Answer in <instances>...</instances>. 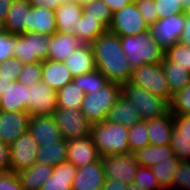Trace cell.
<instances>
[{"mask_svg":"<svg viewBox=\"0 0 190 190\" xmlns=\"http://www.w3.org/2000/svg\"><path fill=\"white\" fill-rule=\"evenodd\" d=\"M77 167L71 162H61L53 167L52 176L40 190H72Z\"/></svg>","mask_w":190,"mask_h":190,"instance_id":"obj_26","label":"cell"},{"mask_svg":"<svg viewBox=\"0 0 190 190\" xmlns=\"http://www.w3.org/2000/svg\"><path fill=\"white\" fill-rule=\"evenodd\" d=\"M91 45L94 50L96 70L103 73L110 82L120 85L130 80L133 69L122 49L119 35L107 30Z\"/></svg>","mask_w":190,"mask_h":190,"instance_id":"obj_1","label":"cell"},{"mask_svg":"<svg viewBox=\"0 0 190 190\" xmlns=\"http://www.w3.org/2000/svg\"><path fill=\"white\" fill-rule=\"evenodd\" d=\"M180 159L174 155L173 157L168 158L158 162L157 164L151 167L152 172L154 173L159 186L163 190H170L173 185V175L175 170L178 167Z\"/></svg>","mask_w":190,"mask_h":190,"instance_id":"obj_33","label":"cell"},{"mask_svg":"<svg viewBox=\"0 0 190 190\" xmlns=\"http://www.w3.org/2000/svg\"><path fill=\"white\" fill-rule=\"evenodd\" d=\"M53 117L64 140L68 141L91 135L92 123L81 109L56 108Z\"/></svg>","mask_w":190,"mask_h":190,"instance_id":"obj_8","label":"cell"},{"mask_svg":"<svg viewBox=\"0 0 190 190\" xmlns=\"http://www.w3.org/2000/svg\"><path fill=\"white\" fill-rule=\"evenodd\" d=\"M73 78L96 70L94 50L91 44H81L63 61Z\"/></svg>","mask_w":190,"mask_h":190,"instance_id":"obj_19","label":"cell"},{"mask_svg":"<svg viewBox=\"0 0 190 190\" xmlns=\"http://www.w3.org/2000/svg\"><path fill=\"white\" fill-rule=\"evenodd\" d=\"M134 154L139 165L151 168L158 162L173 157L175 155V152L170 145H149L137 149L136 151H134Z\"/></svg>","mask_w":190,"mask_h":190,"instance_id":"obj_31","label":"cell"},{"mask_svg":"<svg viewBox=\"0 0 190 190\" xmlns=\"http://www.w3.org/2000/svg\"><path fill=\"white\" fill-rule=\"evenodd\" d=\"M12 83L10 79L0 78V94L2 95L5 89Z\"/></svg>","mask_w":190,"mask_h":190,"instance_id":"obj_56","label":"cell"},{"mask_svg":"<svg viewBox=\"0 0 190 190\" xmlns=\"http://www.w3.org/2000/svg\"><path fill=\"white\" fill-rule=\"evenodd\" d=\"M170 146L180 160L190 161V139L179 137V132L175 128L171 136Z\"/></svg>","mask_w":190,"mask_h":190,"instance_id":"obj_43","label":"cell"},{"mask_svg":"<svg viewBox=\"0 0 190 190\" xmlns=\"http://www.w3.org/2000/svg\"><path fill=\"white\" fill-rule=\"evenodd\" d=\"M129 82L143 87L153 95L165 98L170 102L173 99L162 63L143 64L135 68L132 71Z\"/></svg>","mask_w":190,"mask_h":190,"instance_id":"obj_7","label":"cell"},{"mask_svg":"<svg viewBox=\"0 0 190 190\" xmlns=\"http://www.w3.org/2000/svg\"><path fill=\"white\" fill-rule=\"evenodd\" d=\"M41 79L52 89L58 91L72 82L73 76L64 62L46 59L42 61Z\"/></svg>","mask_w":190,"mask_h":190,"instance_id":"obj_21","label":"cell"},{"mask_svg":"<svg viewBox=\"0 0 190 190\" xmlns=\"http://www.w3.org/2000/svg\"><path fill=\"white\" fill-rule=\"evenodd\" d=\"M30 7L28 0H13L1 30L11 35L26 33L27 13Z\"/></svg>","mask_w":190,"mask_h":190,"instance_id":"obj_20","label":"cell"},{"mask_svg":"<svg viewBox=\"0 0 190 190\" xmlns=\"http://www.w3.org/2000/svg\"><path fill=\"white\" fill-rule=\"evenodd\" d=\"M109 31L119 36L137 35L149 30L135 1L113 13Z\"/></svg>","mask_w":190,"mask_h":190,"instance_id":"obj_9","label":"cell"},{"mask_svg":"<svg viewBox=\"0 0 190 190\" xmlns=\"http://www.w3.org/2000/svg\"><path fill=\"white\" fill-rule=\"evenodd\" d=\"M134 183L138 184L145 190H163L157 181L151 168L146 166H138V170L135 175Z\"/></svg>","mask_w":190,"mask_h":190,"instance_id":"obj_42","label":"cell"},{"mask_svg":"<svg viewBox=\"0 0 190 190\" xmlns=\"http://www.w3.org/2000/svg\"><path fill=\"white\" fill-rule=\"evenodd\" d=\"M138 6L145 23L150 27L158 20L156 6L154 0H134Z\"/></svg>","mask_w":190,"mask_h":190,"instance_id":"obj_46","label":"cell"},{"mask_svg":"<svg viewBox=\"0 0 190 190\" xmlns=\"http://www.w3.org/2000/svg\"><path fill=\"white\" fill-rule=\"evenodd\" d=\"M126 190H145V189H142L138 184L132 182L127 185Z\"/></svg>","mask_w":190,"mask_h":190,"instance_id":"obj_58","label":"cell"},{"mask_svg":"<svg viewBox=\"0 0 190 190\" xmlns=\"http://www.w3.org/2000/svg\"><path fill=\"white\" fill-rule=\"evenodd\" d=\"M85 93L73 82L57 91V108L80 109Z\"/></svg>","mask_w":190,"mask_h":190,"instance_id":"obj_34","label":"cell"},{"mask_svg":"<svg viewBox=\"0 0 190 190\" xmlns=\"http://www.w3.org/2000/svg\"><path fill=\"white\" fill-rule=\"evenodd\" d=\"M33 7H44L52 9V0H28Z\"/></svg>","mask_w":190,"mask_h":190,"instance_id":"obj_55","label":"cell"},{"mask_svg":"<svg viewBox=\"0 0 190 190\" xmlns=\"http://www.w3.org/2000/svg\"><path fill=\"white\" fill-rule=\"evenodd\" d=\"M187 14H190V8L186 11Z\"/></svg>","mask_w":190,"mask_h":190,"instance_id":"obj_61","label":"cell"},{"mask_svg":"<svg viewBox=\"0 0 190 190\" xmlns=\"http://www.w3.org/2000/svg\"><path fill=\"white\" fill-rule=\"evenodd\" d=\"M67 161V140L54 144H45L38 147L37 162L54 167L61 162Z\"/></svg>","mask_w":190,"mask_h":190,"instance_id":"obj_32","label":"cell"},{"mask_svg":"<svg viewBox=\"0 0 190 190\" xmlns=\"http://www.w3.org/2000/svg\"><path fill=\"white\" fill-rule=\"evenodd\" d=\"M106 175L102 159L77 168L72 190H102Z\"/></svg>","mask_w":190,"mask_h":190,"instance_id":"obj_17","label":"cell"},{"mask_svg":"<svg viewBox=\"0 0 190 190\" xmlns=\"http://www.w3.org/2000/svg\"><path fill=\"white\" fill-rule=\"evenodd\" d=\"M141 117L130 101L122 94L118 97L115 104L110 108L105 121L124 125L127 127L135 125L141 121Z\"/></svg>","mask_w":190,"mask_h":190,"instance_id":"obj_25","label":"cell"},{"mask_svg":"<svg viewBox=\"0 0 190 190\" xmlns=\"http://www.w3.org/2000/svg\"><path fill=\"white\" fill-rule=\"evenodd\" d=\"M81 4L74 1L59 4L55 9L57 33L71 34L82 17Z\"/></svg>","mask_w":190,"mask_h":190,"instance_id":"obj_23","label":"cell"},{"mask_svg":"<svg viewBox=\"0 0 190 190\" xmlns=\"http://www.w3.org/2000/svg\"><path fill=\"white\" fill-rule=\"evenodd\" d=\"M128 143L131 152L150 145L146 121L141 120L129 127Z\"/></svg>","mask_w":190,"mask_h":190,"instance_id":"obj_36","label":"cell"},{"mask_svg":"<svg viewBox=\"0 0 190 190\" xmlns=\"http://www.w3.org/2000/svg\"><path fill=\"white\" fill-rule=\"evenodd\" d=\"M14 35L1 30L0 27V62L13 58Z\"/></svg>","mask_w":190,"mask_h":190,"instance_id":"obj_47","label":"cell"},{"mask_svg":"<svg viewBox=\"0 0 190 190\" xmlns=\"http://www.w3.org/2000/svg\"><path fill=\"white\" fill-rule=\"evenodd\" d=\"M11 171L9 145L0 140V173Z\"/></svg>","mask_w":190,"mask_h":190,"instance_id":"obj_50","label":"cell"},{"mask_svg":"<svg viewBox=\"0 0 190 190\" xmlns=\"http://www.w3.org/2000/svg\"><path fill=\"white\" fill-rule=\"evenodd\" d=\"M38 147L29 131L21 134L9 145L11 171L18 173L32 167L37 162Z\"/></svg>","mask_w":190,"mask_h":190,"instance_id":"obj_11","label":"cell"},{"mask_svg":"<svg viewBox=\"0 0 190 190\" xmlns=\"http://www.w3.org/2000/svg\"><path fill=\"white\" fill-rule=\"evenodd\" d=\"M158 19L184 13V8L178 0H154Z\"/></svg>","mask_w":190,"mask_h":190,"instance_id":"obj_44","label":"cell"},{"mask_svg":"<svg viewBox=\"0 0 190 190\" xmlns=\"http://www.w3.org/2000/svg\"><path fill=\"white\" fill-rule=\"evenodd\" d=\"M42 74V61L35 63H26L23 65L18 75L17 81L26 87L40 82Z\"/></svg>","mask_w":190,"mask_h":190,"instance_id":"obj_39","label":"cell"},{"mask_svg":"<svg viewBox=\"0 0 190 190\" xmlns=\"http://www.w3.org/2000/svg\"><path fill=\"white\" fill-rule=\"evenodd\" d=\"M53 167L36 162L32 167L17 173L24 190H40L52 176Z\"/></svg>","mask_w":190,"mask_h":190,"instance_id":"obj_28","label":"cell"},{"mask_svg":"<svg viewBox=\"0 0 190 190\" xmlns=\"http://www.w3.org/2000/svg\"><path fill=\"white\" fill-rule=\"evenodd\" d=\"M107 30L108 28L100 21V18L89 17L83 12L79 23L73 27L72 34L83 44H92Z\"/></svg>","mask_w":190,"mask_h":190,"instance_id":"obj_29","label":"cell"},{"mask_svg":"<svg viewBox=\"0 0 190 190\" xmlns=\"http://www.w3.org/2000/svg\"><path fill=\"white\" fill-rule=\"evenodd\" d=\"M172 179L170 190H190V161L180 160Z\"/></svg>","mask_w":190,"mask_h":190,"instance_id":"obj_40","label":"cell"},{"mask_svg":"<svg viewBox=\"0 0 190 190\" xmlns=\"http://www.w3.org/2000/svg\"><path fill=\"white\" fill-rule=\"evenodd\" d=\"M174 128L179 132V137L190 139V115H173Z\"/></svg>","mask_w":190,"mask_h":190,"instance_id":"obj_49","label":"cell"},{"mask_svg":"<svg viewBox=\"0 0 190 190\" xmlns=\"http://www.w3.org/2000/svg\"><path fill=\"white\" fill-rule=\"evenodd\" d=\"M164 58L179 63L190 72V47L181 43L174 44L164 51Z\"/></svg>","mask_w":190,"mask_h":190,"instance_id":"obj_38","label":"cell"},{"mask_svg":"<svg viewBox=\"0 0 190 190\" xmlns=\"http://www.w3.org/2000/svg\"><path fill=\"white\" fill-rule=\"evenodd\" d=\"M170 104L173 115H190V83L184 89L173 95Z\"/></svg>","mask_w":190,"mask_h":190,"instance_id":"obj_41","label":"cell"},{"mask_svg":"<svg viewBox=\"0 0 190 190\" xmlns=\"http://www.w3.org/2000/svg\"><path fill=\"white\" fill-rule=\"evenodd\" d=\"M28 109L30 116H53L57 108V91L43 80L28 86Z\"/></svg>","mask_w":190,"mask_h":190,"instance_id":"obj_12","label":"cell"},{"mask_svg":"<svg viewBox=\"0 0 190 190\" xmlns=\"http://www.w3.org/2000/svg\"><path fill=\"white\" fill-rule=\"evenodd\" d=\"M184 13L158 19L149 27L151 35L160 47L165 51L174 44L179 43L184 30Z\"/></svg>","mask_w":190,"mask_h":190,"instance_id":"obj_13","label":"cell"},{"mask_svg":"<svg viewBox=\"0 0 190 190\" xmlns=\"http://www.w3.org/2000/svg\"><path fill=\"white\" fill-rule=\"evenodd\" d=\"M162 67L172 95H175L190 83V72L179 63L167 61L163 58Z\"/></svg>","mask_w":190,"mask_h":190,"instance_id":"obj_30","label":"cell"},{"mask_svg":"<svg viewBox=\"0 0 190 190\" xmlns=\"http://www.w3.org/2000/svg\"><path fill=\"white\" fill-rule=\"evenodd\" d=\"M23 65L24 64L15 57L0 62V78L10 79L12 82L17 81Z\"/></svg>","mask_w":190,"mask_h":190,"instance_id":"obj_45","label":"cell"},{"mask_svg":"<svg viewBox=\"0 0 190 190\" xmlns=\"http://www.w3.org/2000/svg\"><path fill=\"white\" fill-rule=\"evenodd\" d=\"M55 10L44 7H30L27 13L26 32L52 36L57 33Z\"/></svg>","mask_w":190,"mask_h":190,"instance_id":"obj_18","label":"cell"},{"mask_svg":"<svg viewBox=\"0 0 190 190\" xmlns=\"http://www.w3.org/2000/svg\"><path fill=\"white\" fill-rule=\"evenodd\" d=\"M13 0H0V27L5 22Z\"/></svg>","mask_w":190,"mask_h":190,"instance_id":"obj_54","label":"cell"},{"mask_svg":"<svg viewBox=\"0 0 190 190\" xmlns=\"http://www.w3.org/2000/svg\"><path fill=\"white\" fill-rule=\"evenodd\" d=\"M120 95L121 85L109 81L94 92L85 94L80 109L92 124L103 122Z\"/></svg>","mask_w":190,"mask_h":190,"instance_id":"obj_5","label":"cell"},{"mask_svg":"<svg viewBox=\"0 0 190 190\" xmlns=\"http://www.w3.org/2000/svg\"><path fill=\"white\" fill-rule=\"evenodd\" d=\"M83 12L89 17L100 18V21L109 28L112 21V15L110 8L102 0H92L91 2L82 5Z\"/></svg>","mask_w":190,"mask_h":190,"instance_id":"obj_37","label":"cell"},{"mask_svg":"<svg viewBox=\"0 0 190 190\" xmlns=\"http://www.w3.org/2000/svg\"><path fill=\"white\" fill-rule=\"evenodd\" d=\"M110 8L112 13H115L125 6L131 4L134 0H102Z\"/></svg>","mask_w":190,"mask_h":190,"instance_id":"obj_52","label":"cell"},{"mask_svg":"<svg viewBox=\"0 0 190 190\" xmlns=\"http://www.w3.org/2000/svg\"><path fill=\"white\" fill-rule=\"evenodd\" d=\"M121 94L134 105L144 121L160 118L171 112L169 100L155 96L145 88L129 81L121 85Z\"/></svg>","mask_w":190,"mask_h":190,"instance_id":"obj_4","label":"cell"},{"mask_svg":"<svg viewBox=\"0 0 190 190\" xmlns=\"http://www.w3.org/2000/svg\"><path fill=\"white\" fill-rule=\"evenodd\" d=\"M82 42L74 34L55 33L49 37L48 59L64 61L66 56L81 46Z\"/></svg>","mask_w":190,"mask_h":190,"instance_id":"obj_27","label":"cell"},{"mask_svg":"<svg viewBox=\"0 0 190 190\" xmlns=\"http://www.w3.org/2000/svg\"><path fill=\"white\" fill-rule=\"evenodd\" d=\"M0 190H24L17 173L13 171L0 173Z\"/></svg>","mask_w":190,"mask_h":190,"instance_id":"obj_48","label":"cell"},{"mask_svg":"<svg viewBox=\"0 0 190 190\" xmlns=\"http://www.w3.org/2000/svg\"><path fill=\"white\" fill-rule=\"evenodd\" d=\"M28 100V87L18 81L12 82L0 97V110L27 111Z\"/></svg>","mask_w":190,"mask_h":190,"instance_id":"obj_22","label":"cell"},{"mask_svg":"<svg viewBox=\"0 0 190 190\" xmlns=\"http://www.w3.org/2000/svg\"><path fill=\"white\" fill-rule=\"evenodd\" d=\"M128 134L129 127L110 121L92 124L91 135L100 157L131 152Z\"/></svg>","mask_w":190,"mask_h":190,"instance_id":"obj_3","label":"cell"},{"mask_svg":"<svg viewBox=\"0 0 190 190\" xmlns=\"http://www.w3.org/2000/svg\"><path fill=\"white\" fill-rule=\"evenodd\" d=\"M74 2L84 5L85 3L91 2L92 0H73Z\"/></svg>","mask_w":190,"mask_h":190,"instance_id":"obj_60","label":"cell"},{"mask_svg":"<svg viewBox=\"0 0 190 190\" xmlns=\"http://www.w3.org/2000/svg\"><path fill=\"white\" fill-rule=\"evenodd\" d=\"M184 30L180 37L179 43L190 47V14L184 12Z\"/></svg>","mask_w":190,"mask_h":190,"instance_id":"obj_51","label":"cell"},{"mask_svg":"<svg viewBox=\"0 0 190 190\" xmlns=\"http://www.w3.org/2000/svg\"><path fill=\"white\" fill-rule=\"evenodd\" d=\"M101 159L106 179H117L127 185L134 182L139 166L134 152L105 155Z\"/></svg>","mask_w":190,"mask_h":190,"instance_id":"obj_10","label":"cell"},{"mask_svg":"<svg viewBox=\"0 0 190 190\" xmlns=\"http://www.w3.org/2000/svg\"><path fill=\"white\" fill-rule=\"evenodd\" d=\"M120 42L133 70L143 64H159L163 61L164 50L149 30L135 36H120Z\"/></svg>","mask_w":190,"mask_h":190,"instance_id":"obj_2","label":"cell"},{"mask_svg":"<svg viewBox=\"0 0 190 190\" xmlns=\"http://www.w3.org/2000/svg\"><path fill=\"white\" fill-rule=\"evenodd\" d=\"M146 123L150 145H170L171 136L174 131L173 114L171 112L160 118L146 121Z\"/></svg>","mask_w":190,"mask_h":190,"instance_id":"obj_24","label":"cell"},{"mask_svg":"<svg viewBox=\"0 0 190 190\" xmlns=\"http://www.w3.org/2000/svg\"><path fill=\"white\" fill-rule=\"evenodd\" d=\"M73 0H52V10H55L56 7L61 4V3H65V2H72Z\"/></svg>","mask_w":190,"mask_h":190,"instance_id":"obj_57","label":"cell"},{"mask_svg":"<svg viewBox=\"0 0 190 190\" xmlns=\"http://www.w3.org/2000/svg\"><path fill=\"white\" fill-rule=\"evenodd\" d=\"M127 184H123L119 180L106 179L102 190H126Z\"/></svg>","mask_w":190,"mask_h":190,"instance_id":"obj_53","label":"cell"},{"mask_svg":"<svg viewBox=\"0 0 190 190\" xmlns=\"http://www.w3.org/2000/svg\"><path fill=\"white\" fill-rule=\"evenodd\" d=\"M72 82L82 89L85 94H90L98 88L105 86L109 80L99 70H95L91 73L74 77Z\"/></svg>","mask_w":190,"mask_h":190,"instance_id":"obj_35","label":"cell"},{"mask_svg":"<svg viewBox=\"0 0 190 190\" xmlns=\"http://www.w3.org/2000/svg\"><path fill=\"white\" fill-rule=\"evenodd\" d=\"M182 4L184 11L186 12L190 8V0H178Z\"/></svg>","mask_w":190,"mask_h":190,"instance_id":"obj_59","label":"cell"},{"mask_svg":"<svg viewBox=\"0 0 190 190\" xmlns=\"http://www.w3.org/2000/svg\"><path fill=\"white\" fill-rule=\"evenodd\" d=\"M29 118L27 111L0 110V140L11 145L21 134L28 131Z\"/></svg>","mask_w":190,"mask_h":190,"instance_id":"obj_14","label":"cell"},{"mask_svg":"<svg viewBox=\"0 0 190 190\" xmlns=\"http://www.w3.org/2000/svg\"><path fill=\"white\" fill-rule=\"evenodd\" d=\"M48 53V36L35 32L14 35L13 55L23 64L44 61Z\"/></svg>","mask_w":190,"mask_h":190,"instance_id":"obj_6","label":"cell"},{"mask_svg":"<svg viewBox=\"0 0 190 190\" xmlns=\"http://www.w3.org/2000/svg\"><path fill=\"white\" fill-rule=\"evenodd\" d=\"M100 158L92 135L67 141V161L75 167L94 163Z\"/></svg>","mask_w":190,"mask_h":190,"instance_id":"obj_15","label":"cell"},{"mask_svg":"<svg viewBox=\"0 0 190 190\" xmlns=\"http://www.w3.org/2000/svg\"><path fill=\"white\" fill-rule=\"evenodd\" d=\"M28 131L38 146L54 144L63 139L53 116H30Z\"/></svg>","mask_w":190,"mask_h":190,"instance_id":"obj_16","label":"cell"}]
</instances>
